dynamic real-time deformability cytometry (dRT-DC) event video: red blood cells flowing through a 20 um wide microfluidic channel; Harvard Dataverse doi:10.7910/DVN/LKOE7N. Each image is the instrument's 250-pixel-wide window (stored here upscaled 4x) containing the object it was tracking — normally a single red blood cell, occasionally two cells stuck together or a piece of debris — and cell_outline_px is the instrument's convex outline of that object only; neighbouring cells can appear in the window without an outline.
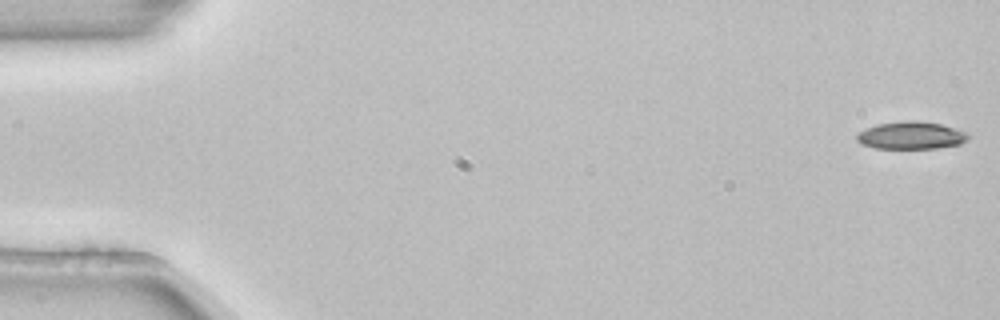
{"species": "common noctule bat (a hibernating species)", "species_latin": "Nyctalus noctula", "temperature_condition": "room temperature", "stored_images_in_passage": 5, "camera_frame_rate_fps": 3000, "um_per_image_px": 0.085, "animal": {"sex": "female", "body_mass_g": 22.7, "forearm_length_mm": 54.2}, "frame": {"image": 1, "passage_image": 1, "time_ms": 0.0, "image_size_px": [1000, 320], "cell_outline_px": [[968, 140], [960, 144], [936, 148], [876, 148], [864, 144], [856, 140], [856, 132], [864, 128], [876, 124], [904, 120], [916, 120], [940, 124], [968, 132]], "centroid_in_image_um": [77.42, 11.49], "position_along_channel_um": 7.6, "area_um2": 17.98}}
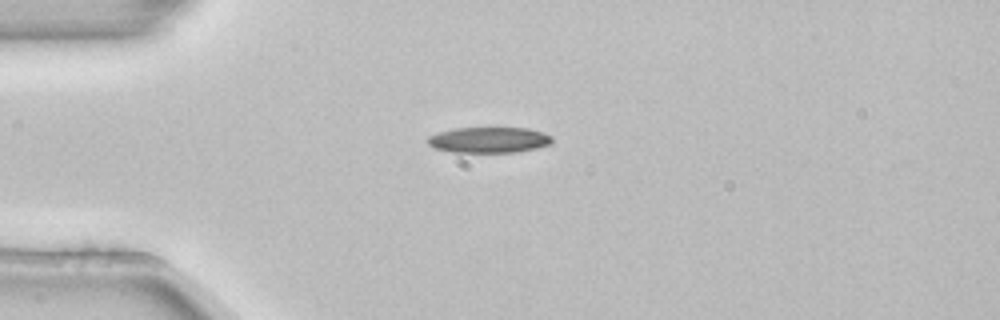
{"frame": {"image": 2, "passage_image": 4, "time_ms": 1.0, "image_size_px": [1000, 320], "cell_outline_px": [[552, 140], [548, 144], [536, 148], [516, 152], [452, 152], [436, 148], [428, 144], [428, 136], [440, 132], [456, 128], [528, 128], [544, 132], [552, 136]], "centroid_in_image_um": [41.57, 11.89], "position_along_channel_um": 43.4, "area_um2": 18.5}}